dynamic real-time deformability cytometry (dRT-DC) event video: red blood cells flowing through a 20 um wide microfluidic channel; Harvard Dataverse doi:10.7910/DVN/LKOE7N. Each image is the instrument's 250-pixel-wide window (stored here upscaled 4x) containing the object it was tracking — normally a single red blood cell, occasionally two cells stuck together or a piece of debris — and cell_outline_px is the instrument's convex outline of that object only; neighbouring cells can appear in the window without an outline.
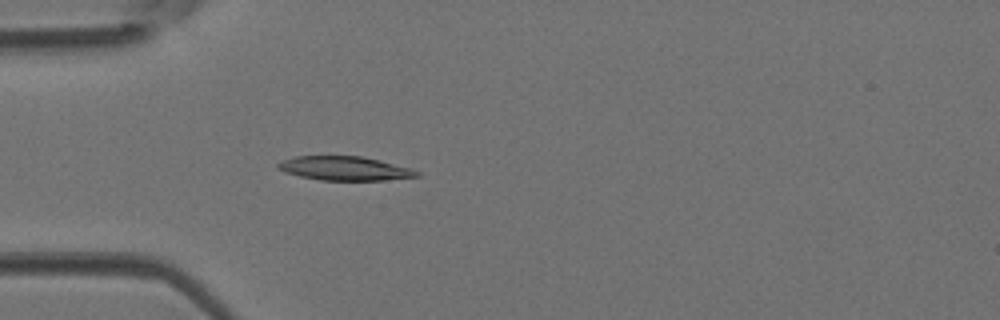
{"species": "Egyptian fruit bat (a non-hibernating species)", "species_latin": "Rousettus aegyptiacus", "temperature_condition": "room temperature", "stored_images_in_passage": 26, "camera_frame_rate_fps": 3000, "um_per_image_px": 0.085, "animal": {"sex": "female"}, "frame": {"image": 1, "passage_image": 5, "time_ms": 1.333, "image_size_px": [1000, 320], "cell_outline_px": [[420, 176], [384, 180], [320, 180], [300, 176], [284, 172], [276, 168], [276, 164], [284, 160], [296, 156], [360, 156], [380, 160], [412, 168], [420, 172]], "centroid_in_image_um": [29.31, 14.31], "position_along_channel_um": 55.7, "area_um2": 19.42}}
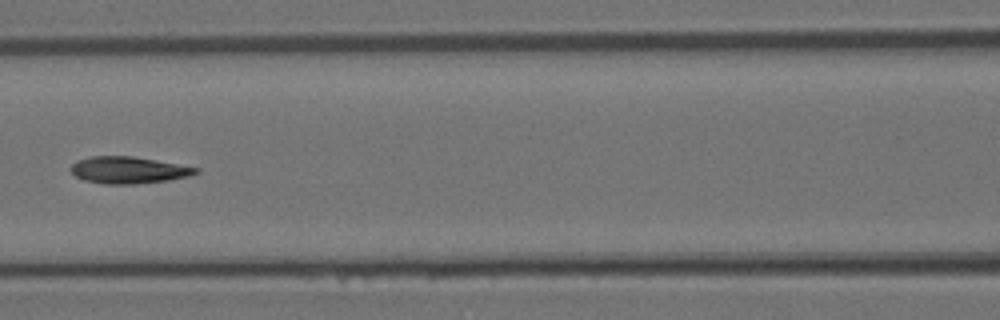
{"frame": {"image": 2, "passage_image": 12, "time_ms": 3.667, "image_size_px": [1000, 320], "cell_outline_px": [[200, 172], [188, 176], [168, 180], [136, 184], [104, 184], [84, 180], [76, 176], [72, 172], [72, 164], [76, 160], [92, 156], [132, 156], [200, 168]], "centroid_in_image_um": [10.92, 14.46], "position_along_channel_um": 155.7, "area_um2": 19.42}}
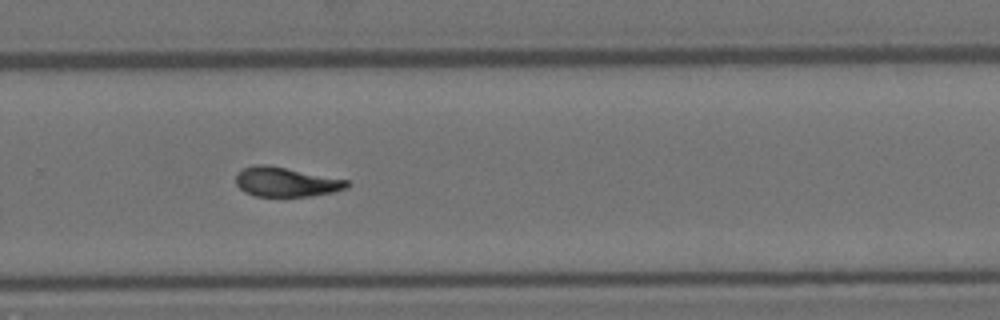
{"frame": {"image": 3, "passage_image": 22, "time_ms": 7.0, "image_size_px": [1000, 320], "cell_outline_px": [[348, 188], [332, 192], [308, 196], [256, 196], [244, 192], [236, 184], [236, 176], [244, 168], [256, 164], [268, 164], [348, 180]], "centroid_in_image_um": [24.3, 15.46], "position_along_channel_um": 305.5, "area_um2": 18.96}}